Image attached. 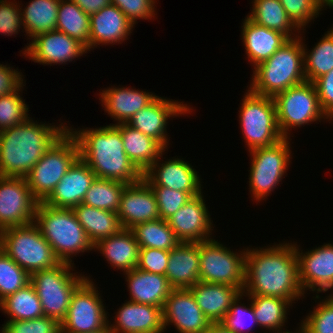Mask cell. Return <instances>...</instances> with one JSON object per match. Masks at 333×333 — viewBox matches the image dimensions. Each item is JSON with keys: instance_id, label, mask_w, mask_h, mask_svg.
Listing matches in <instances>:
<instances>
[{"instance_id": "1", "label": "cell", "mask_w": 333, "mask_h": 333, "mask_svg": "<svg viewBox=\"0 0 333 333\" xmlns=\"http://www.w3.org/2000/svg\"><path fill=\"white\" fill-rule=\"evenodd\" d=\"M249 248L245 258V295L279 297L292 304L304 298L298 279L295 242Z\"/></svg>"}, {"instance_id": "2", "label": "cell", "mask_w": 333, "mask_h": 333, "mask_svg": "<svg viewBox=\"0 0 333 333\" xmlns=\"http://www.w3.org/2000/svg\"><path fill=\"white\" fill-rule=\"evenodd\" d=\"M29 117L0 132V176L25 178L45 152L67 130L65 123L51 125ZM63 124V125H62Z\"/></svg>"}, {"instance_id": "3", "label": "cell", "mask_w": 333, "mask_h": 333, "mask_svg": "<svg viewBox=\"0 0 333 333\" xmlns=\"http://www.w3.org/2000/svg\"><path fill=\"white\" fill-rule=\"evenodd\" d=\"M68 131L76 138L80 158L98 178L116 180L125 184L140 181L143 173L126 155L121 132L115 125Z\"/></svg>"}, {"instance_id": "4", "label": "cell", "mask_w": 333, "mask_h": 333, "mask_svg": "<svg viewBox=\"0 0 333 333\" xmlns=\"http://www.w3.org/2000/svg\"><path fill=\"white\" fill-rule=\"evenodd\" d=\"M289 39L269 59L253 70L249 90L261 96L274 97L286 89L304 83V50L301 36Z\"/></svg>"}, {"instance_id": "5", "label": "cell", "mask_w": 333, "mask_h": 333, "mask_svg": "<svg viewBox=\"0 0 333 333\" xmlns=\"http://www.w3.org/2000/svg\"><path fill=\"white\" fill-rule=\"evenodd\" d=\"M33 223L51 245L60 262L72 264L73 256L93 251V244L73 209L54 208L39 202Z\"/></svg>"}, {"instance_id": "6", "label": "cell", "mask_w": 333, "mask_h": 333, "mask_svg": "<svg viewBox=\"0 0 333 333\" xmlns=\"http://www.w3.org/2000/svg\"><path fill=\"white\" fill-rule=\"evenodd\" d=\"M73 267L74 262H61L51 269L30 275V283L40 299L44 316L56 319L59 323L66 317L75 289L87 278L82 273H73Z\"/></svg>"}, {"instance_id": "7", "label": "cell", "mask_w": 333, "mask_h": 333, "mask_svg": "<svg viewBox=\"0 0 333 333\" xmlns=\"http://www.w3.org/2000/svg\"><path fill=\"white\" fill-rule=\"evenodd\" d=\"M0 248L30 275L61 263L34 223L1 231Z\"/></svg>"}, {"instance_id": "8", "label": "cell", "mask_w": 333, "mask_h": 333, "mask_svg": "<svg viewBox=\"0 0 333 333\" xmlns=\"http://www.w3.org/2000/svg\"><path fill=\"white\" fill-rule=\"evenodd\" d=\"M79 157L78 142L67 130L25 177L33 196L43 202Z\"/></svg>"}, {"instance_id": "9", "label": "cell", "mask_w": 333, "mask_h": 333, "mask_svg": "<svg viewBox=\"0 0 333 333\" xmlns=\"http://www.w3.org/2000/svg\"><path fill=\"white\" fill-rule=\"evenodd\" d=\"M243 97L238 116L247 149L269 147L282 140L273 97L254 94L249 89Z\"/></svg>"}, {"instance_id": "10", "label": "cell", "mask_w": 333, "mask_h": 333, "mask_svg": "<svg viewBox=\"0 0 333 333\" xmlns=\"http://www.w3.org/2000/svg\"><path fill=\"white\" fill-rule=\"evenodd\" d=\"M277 123L284 138H290L292 128L320 122L330 121L323 112L316 88L312 82L305 81L276 94Z\"/></svg>"}, {"instance_id": "11", "label": "cell", "mask_w": 333, "mask_h": 333, "mask_svg": "<svg viewBox=\"0 0 333 333\" xmlns=\"http://www.w3.org/2000/svg\"><path fill=\"white\" fill-rule=\"evenodd\" d=\"M289 140L283 138L272 146L248 151L251 155L249 192L256 202L265 200L285 177L292 159Z\"/></svg>"}, {"instance_id": "12", "label": "cell", "mask_w": 333, "mask_h": 333, "mask_svg": "<svg viewBox=\"0 0 333 333\" xmlns=\"http://www.w3.org/2000/svg\"><path fill=\"white\" fill-rule=\"evenodd\" d=\"M246 248L234 252L215 239L199 242V281L228 284L243 292L245 282Z\"/></svg>"}, {"instance_id": "13", "label": "cell", "mask_w": 333, "mask_h": 333, "mask_svg": "<svg viewBox=\"0 0 333 333\" xmlns=\"http://www.w3.org/2000/svg\"><path fill=\"white\" fill-rule=\"evenodd\" d=\"M92 280L87 276L72 294L61 333L97 332L108 326V312Z\"/></svg>"}, {"instance_id": "14", "label": "cell", "mask_w": 333, "mask_h": 333, "mask_svg": "<svg viewBox=\"0 0 333 333\" xmlns=\"http://www.w3.org/2000/svg\"><path fill=\"white\" fill-rule=\"evenodd\" d=\"M38 203L26 178L0 176V232L33 223Z\"/></svg>"}, {"instance_id": "15", "label": "cell", "mask_w": 333, "mask_h": 333, "mask_svg": "<svg viewBox=\"0 0 333 333\" xmlns=\"http://www.w3.org/2000/svg\"><path fill=\"white\" fill-rule=\"evenodd\" d=\"M27 45L21 53L29 60L42 65L68 64L67 62L70 63L88 53L83 44L59 30L36 35Z\"/></svg>"}, {"instance_id": "16", "label": "cell", "mask_w": 333, "mask_h": 333, "mask_svg": "<svg viewBox=\"0 0 333 333\" xmlns=\"http://www.w3.org/2000/svg\"><path fill=\"white\" fill-rule=\"evenodd\" d=\"M299 247L295 243L298 279L303 292L309 290L319 294L333 289V244L324 243L305 252Z\"/></svg>"}, {"instance_id": "17", "label": "cell", "mask_w": 333, "mask_h": 333, "mask_svg": "<svg viewBox=\"0 0 333 333\" xmlns=\"http://www.w3.org/2000/svg\"><path fill=\"white\" fill-rule=\"evenodd\" d=\"M178 100L157 97L152 103L133 115L127 123L132 128L139 130L157 140L168 150L170 138L167 135L168 119L191 114L194 108ZM169 139V140H168Z\"/></svg>"}, {"instance_id": "18", "label": "cell", "mask_w": 333, "mask_h": 333, "mask_svg": "<svg viewBox=\"0 0 333 333\" xmlns=\"http://www.w3.org/2000/svg\"><path fill=\"white\" fill-rule=\"evenodd\" d=\"M165 151L143 173V179L150 186H163L172 190L188 192L192 197L202 193L201 179L198 172L183 158L167 159L161 161ZM160 161L162 163H160Z\"/></svg>"}, {"instance_id": "19", "label": "cell", "mask_w": 333, "mask_h": 333, "mask_svg": "<svg viewBox=\"0 0 333 333\" xmlns=\"http://www.w3.org/2000/svg\"><path fill=\"white\" fill-rule=\"evenodd\" d=\"M205 203L203 193L194 196L167 220L180 242L198 243L213 239V221Z\"/></svg>"}, {"instance_id": "20", "label": "cell", "mask_w": 333, "mask_h": 333, "mask_svg": "<svg viewBox=\"0 0 333 333\" xmlns=\"http://www.w3.org/2000/svg\"><path fill=\"white\" fill-rule=\"evenodd\" d=\"M163 325H174L179 333H207L211 322L197 305L189 289H173L162 308Z\"/></svg>"}, {"instance_id": "21", "label": "cell", "mask_w": 333, "mask_h": 333, "mask_svg": "<svg viewBox=\"0 0 333 333\" xmlns=\"http://www.w3.org/2000/svg\"><path fill=\"white\" fill-rule=\"evenodd\" d=\"M117 216L123 229L160 218L155 194L143 178L125 186Z\"/></svg>"}, {"instance_id": "22", "label": "cell", "mask_w": 333, "mask_h": 333, "mask_svg": "<svg viewBox=\"0 0 333 333\" xmlns=\"http://www.w3.org/2000/svg\"><path fill=\"white\" fill-rule=\"evenodd\" d=\"M95 179V173L79 157L43 203L54 208L73 209L83 202Z\"/></svg>"}, {"instance_id": "23", "label": "cell", "mask_w": 333, "mask_h": 333, "mask_svg": "<svg viewBox=\"0 0 333 333\" xmlns=\"http://www.w3.org/2000/svg\"><path fill=\"white\" fill-rule=\"evenodd\" d=\"M108 327L113 333H163L162 308L126 300ZM115 323V324H114Z\"/></svg>"}, {"instance_id": "24", "label": "cell", "mask_w": 333, "mask_h": 333, "mask_svg": "<svg viewBox=\"0 0 333 333\" xmlns=\"http://www.w3.org/2000/svg\"><path fill=\"white\" fill-rule=\"evenodd\" d=\"M135 28L125 14L113 4L90 15V50L98 45L122 44Z\"/></svg>"}, {"instance_id": "25", "label": "cell", "mask_w": 333, "mask_h": 333, "mask_svg": "<svg viewBox=\"0 0 333 333\" xmlns=\"http://www.w3.org/2000/svg\"><path fill=\"white\" fill-rule=\"evenodd\" d=\"M99 100L104 111L117 121L115 124L128 123L135 113L152 103L158 95L136 90L132 87H108L99 92ZM101 98V99H100Z\"/></svg>"}, {"instance_id": "26", "label": "cell", "mask_w": 333, "mask_h": 333, "mask_svg": "<svg viewBox=\"0 0 333 333\" xmlns=\"http://www.w3.org/2000/svg\"><path fill=\"white\" fill-rule=\"evenodd\" d=\"M241 40L247 60L253 68L269 59L289 38L282 32L255 24L245 17L241 24Z\"/></svg>"}, {"instance_id": "27", "label": "cell", "mask_w": 333, "mask_h": 333, "mask_svg": "<svg viewBox=\"0 0 333 333\" xmlns=\"http://www.w3.org/2000/svg\"><path fill=\"white\" fill-rule=\"evenodd\" d=\"M199 242H180L170 250L165 271L167 281L174 289H188L199 282Z\"/></svg>"}, {"instance_id": "28", "label": "cell", "mask_w": 333, "mask_h": 333, "mask_svg": "<svg viewBox=\"0 0 333 333\" xmlns=\"http://www.w3.org/2000/svg\"><path fill=\"white\" fill-rule=\"evenodd\" d=\"M130 300L163 308L165 300L174 289L165 275L155 274L134 268L125 272Z\"/></svg>"}, {"instance_id": "29", "label": "cell", "mask_w": 333, "mask_h": 333, "mask_svg": "<svg viewBox=\"0 0 333 333\" xmlns=\"http://www.w3.org/2000/svg\"><path fill=\"white\" fill-rule=\"evenodd\" d=\"M139 244L131 229H121L117 234L104 238L93 245V250L101 253L111 264L110 267L123 273L137 268L139 261Z\"/></svg>"}, {"instance_id": "30", "label": "cell", "mask_w": 333, "mask_h": 333, "mask_svg": "<svg viewBox=\"0 0 333 333\" xmlns=\"http://www.w3.org/2000/svg\"><path fill=\"white\" fill-rule=\"evenodd\" d=\"M204 315L211 323L220 322L227 314L232 302L242 291L228 284H211L199 281L188 288Z\"/></svg>"}, {"instance_id": "31", "label": "cell", "mask_w": 333, "mask_h": 333, "mask_svg": "<svg viewBox=\"0 0 333 333\" xmlns=\"http://www.w3.org/2000/svg\"><path fill=\"white\" fill-rule=\"evenodd\" d=\"M115 126L121 132L126 155L142 173L166 151L157 140L132 128L127 123Z\"/></svg>"}, {"instance_id": "32", "label": "cell", "mask_w": 333, "mask_h": 333, "mask_svg": "<svg viewBox=\"0 0 333 333\" xmlns=\"http://www.w3.org/2000/svg\"><path fill=\"white\" fill-rule=\"evenodd\" d=\"M73 211L93 245L117 234L122 229L115 212L90 207L83 203L74 207Z\"/></svg>"}, {"instance_id": "33", "label": "cell", "mask_w": 333, "mask_h": 333, "mask_svg": "<svg viewBox=\"0 0 333 333\" xmlns=\"http://www.w3.org/2000/svg\"><path fill=\"white\" fill-rule=\"evenodd\" d=\"M252 2L253 7L247 17L255 24L282 32L289 39L300 36L301 30L289 18L279 0H252Z\"/></svg>"}, {"instance_id": "34", "label": "cell", "mask_w": 333, "mask_h": 333, "mask_svg": "<svg viewBox=\"0 0 333 333\" xmlns=\"http://www.w3.org/2000/svg\"><path fill=\"white\" fill-rule=\"evenodd\" d=\"M60 0H30L22 10V28L28 39L56 30ZM23 8V9H22Z\"/></svg>"}, {"instance_id": "35", "label": "cell", "mask_w": 333, "mask_h": 333, "mask_svg": "<svg viewBox=\"0 0 333 333\" xmlns=\"http://www.w3.org/2000/svg\"><path fill=\"white\" fill-rule=\"evenodd\" d=\"M249 296L260 328L272 330V332H281L287 322V315L292 303L286 299L279 297H269L261 295H245ZM288 311V312H287Z\"/></svg>"}, {"instance_id": "36", "label": "cell", "mask_w": 333, "mask_h": 333, "mask_svg": "<svg viewBox=\"0 0 333 333\" xmlns=\"http://www.w3.org/2000/svg\"><path fill=\"white\" fill-rule=\"evenodd\" d=\"M56 30L79 41L90 51V15L71 0H60Z\"/></svg>"}, {"instance_id": "37", "label": "cell", "mask_w": 333, "mask_h": 333, "mask_svg": "<svg viewBox=\"0 0 333 333\" xmlns=\"http://www.w3.org/2000/svg\"><path fill=\"white\" fill-rule=\"evenodd\" d=\"M0 309L9 320H31L44 317L40 299L29 283L0 302Z\"/></svg>"}, {"instance_id": "38", "label": "cell", "mask_w": 333, "mask_h": 333, "mask_svg": "<svg viewBox=\"0 0 333 333\" xmlns=\"http://www.w3.org/2000/svg\"><path fill=\"white\" fill-rule=\"evenodd\" d=\"M303 50L305 78L313 83L333 69V28L324 33L312 50L303 42Z\"/></svg>"}, {"instance_id": "39", "label": "cell", "mask_w": 333, "mask_h": 333, "mask_svg": "<svg viewBox=\"0 0 333 333\" xmlns=\"http://www.w3.org/2000/svg\"><path fill=\"white\" fill-rule=\"evenodd\" d=\"M131 230L140 248L170 251L180 243L168 222L161 218L140 223Z\"/></svg>"}, {"instance_id": "40", "label": "cell", "mask_w": 333, "mask_h": 333, "mask_svg": "<svg viewBox=\"0 0 333 333\" xmlns=\"http://www.w3.org/2000/svg\"><path fill=\"white\" fill-rule=\"evenodd\" d=\"M126 185L116 180L96 177L82 203L90 207L117 213L121 195Z\"/></svg>"}, {"instance_id": "41", "label": "cell", "mask_w": 333, "mask_h": 333, "mask_svg": "<svg viewBox=\"0 0 333 333\" xmlns=\"http://www.w3.org/2000/svg\"><path fill=\"white\" fill-rule=\"evenodd\" d=\"M30 283V274L0 248V302Z\"/></svg>"}, {"instance_id": "42", "label": "cell", "mask_w": 333, "mask_h": 333, "mask_svg": "<svg viewBox=\"0 0 333 333\" xmlns=\"http://www.w3.org/2000/svg\"><path fill=\"white\" fill-rule=\"evenodd\" d=\"M243 296H245L243 292L237 296L227 314L219 322L233 333H250L253 331L252 327L259 326L249 296L247 298L250 301L249 306L241 303Z\"/></svg>"}, {"instance_id": "43", "label": "cell", "mask_w": 333, "mask_h": 333, "mask_svg": "<svg viewBox=\"0 0 333 333\" xmlns=\"http://www.w3.org/2000/svg\"><path fill=\"white\" fill-rule=\"evenodd\" d=\"M26 83L15 93L0 96V132L24 123L30 116L29 107L20 96Z\"/></svg>"}, {"instance_id": "44", "label": "cell", "mask_w": 333, "mask_h": 333, "mask_svg": "<svg viewBox=\"0 0 333 333\" xmlns=\"http://www.w3.org/2000/svg\"><path fill=\"white\" fill-rule=\"evenodd\" d=\"M325 297L299 323L305 333H333V294Z\"/></svg>"}, {"instance_id": "45", "label": "cell", "mask_w": 333, "mask_h": 333, "mask_svg": "<svg viewBox=\"0 0 333 333\" xmlns=\"http://www.w3.org/2000/svg\"><path fill=\"white\" fill-rule=\"evenodd\" d=\"M292 22L300 29L306 26L321 14L318 0H279ZM305 28V29H304Z\"/></svg>"}, {"instance_id": "46", "label": "cell", "mask_w": 333, "mask_h": 333, "mask_svg": "<svg viewBox=\"0 0 333 333\" xmlns=\"http://www.w3.org/2000/svg\"><path fill=\"white\" fill-rule=\"evenodd\" d=\"M150 187L156 197L160 218L165 221L192 198L188 192L172 190L163 186Z\"/></svg>"}, {"instance_id": "47", "label": "cell", "mask_w": 333, "mask_h": 333, "mask_svg": "<svg viewBox=\"0 0 333 333\" xmlns=\"http://www.w3.org/2000/svg\"><path fill=\"white\" fill-rule=\"evenodd\" d=\"M0 333H61V324L47 316L31 320H7Z\"/></svg>"}, {"instance_id": "48", "label": "cell", "mask_w": 333, "mask_h": 333, "mask_svg": "<svg viewBox=\"0 0 333 333\" xmlns=\"http://www.w3.org/2000/svg\"><path fill=\"white\" fill-rule=\"evenodd\" d=\"M156 2V0H111V4L119 8L134 26L139 19L152 20L155 17Z\"/></svg>"}, {"instance_id": "49", "label": "cell", "mask_w": 333, "mask_h": 333, "mask_svg": "<svg viewBox=\"0 0 333 333\" xmlns=\"http://www.w3.org/2000/svg\"><path fill=\"white\" fill-rule=\"evenodd\" d=\"M10 1L0 0V34L5 36L18 34L20 28L23 27L20 3L15 0Z\"/></svg>"}, {"instance_id": "50", "label": "cell", "mask_w": 333, "mask_h": 333, "mask_svg": "<svg viewBox=\"0 0 333 333\" xmlns=\"http://www.w3.org/2000/svg\"><path fill=\"white\" fill-rule=\"evenodd\" d=\"M170 251L156 248H140L137 268L146 272L165 275Z\"/></svg>"}, {"instance_id": "51", "label": "cell", "mask_w": 333, "mask_h": 333, "mask_svg": "<svg viewBox=\"0 0 333 333\" xmlns=\"http://www.w3.org/2000/svg\"><path fill=\"white\" fill-rule=\"evenodd\" d=\"M313 84L323 112L333 121V69L316 79Z\"/></svg>"}, {"instance_id": "52", "label": "cell", "mask_w": 333, "mask_h": 333, "mask_svg": "<svg viewBox=\"0 0 333 333\" xmlns=\"http://www.w3.org/2000/svg\"><path fill=\"white\" fill-rule=\"evenodd\" d=\"M23 74L7 64H0V96L17 92L24 84Z\"/></svg>"}, {"instance_id": "53", "label": "cell", "mask_w": 333, "mask_h": 333, "mask_svg": "<svg viewBox=\"0 0 333 333\" xmlns=\"http://www.w3.org/2000/svg\"><path fill=\"white\" fill-rule=\"evenodd\" d=\"M76 3L86 14L97 13L104 7L111 4V0H71Z\"/></svg>"}, {"instance_id": "54", "label": "cell", "mask_w": 333, "mask_h": 333, "mask_svg": "<svg viewBox=\"0 0 333 333\" xmlns=\"http://www.w3.org/2000/svg\"><path fill=\"white\" fill-rule=\"evenodd\" d=\"M214 333H233L229 329L225 328L221 323H211L209 327Z\"/></svg>"}, {"instance_id": "55", "label": "cell", "mask_w": 333, "mask_h": 333, "mask_svg": "<svg viewBox=\"0 0 333 333\" xmlns=\"http://www.w3.org/2000/svg\"><path fill=\"white\" fill-rule=\"evenodd\" d=\"M318 2H319L321 10H324V8H327V7L333 9V0H318Z\"/></svg>"}, {"instance_id": "56", "label": "cell", "mask_w": 333, "mask_h": 333, "mask_svg": "<svg viewBox=\"0 0 333 333\" xmlns=\"http://www.w3.org/2000/svg\"><path fill=\"white\" fill-rule=\"evenodd\" d=\"M87 333H113L109 327L107 326L106 328L102 329V330H99L97 332H87Z\"/></svg>"}, {"instance_id": "57", "label": "cell", "mask_w": 333, "mask_h": 333, "mask_svg": "<svg viewBox=\"0 0 333 333\" xmlns=\"http://www.w3.org/2000/svg\"><path fill=\"white\" fill-rule=\"evenodd\" d=\"M298 329L295 332H292V333H305L300 327H298Z\"/></svg>"}, {"instance_id": "58", "label": "cell", "mask_w": 333, "mask_h": 333, "mask_svg": "<svg viewBox=\"0 0 333 333\" xmlns=\"http://www.w3.org/2000/svg\"><path fill=\"white\" fill-rule=\"evenodd\" d=\"M271 333H272V332H271ZM274 333H292V331H289V330L286 331V330H285V331H283V332L281 331V332H274Z\"/></svg>"}, {"instance_id": "59", "label": "cell", "mask_w": 333, "mask_h": 333, "mask_svg": "<svg viewBox=\"0 0 333 333\" xmlns=\"http://www.w3.org/2000/svg\"><path fill=\"white\" fill-rule=\"evenodd\" d=\"M207 333H214V332L209 328Z\"/></svg>"}]
</instances>
